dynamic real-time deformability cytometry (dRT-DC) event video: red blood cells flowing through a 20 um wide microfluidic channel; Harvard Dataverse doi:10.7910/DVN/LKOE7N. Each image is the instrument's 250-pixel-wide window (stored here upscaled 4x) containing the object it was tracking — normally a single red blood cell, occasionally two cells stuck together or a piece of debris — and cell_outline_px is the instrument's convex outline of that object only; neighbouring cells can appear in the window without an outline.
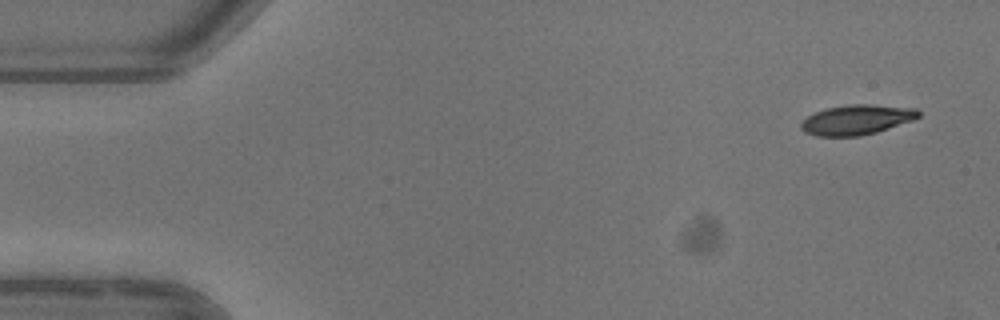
{"species": "common noctule bat (a hibernating species)", "species_latin": "Nyctalus noctula", "temperature_condition": "warm", "stored_images_in_passage": 5, "camera_frame_rate_fps": 3000, "um_per_image_px": 0.085, "animal": {"sex": "female"}, "frame": {"image": 1, "passage_image": 1, "time_ms": 0.0, "image_size_px": [1000, 320], "cell_outline_px": [[920, 116], [912, 120], [876, 132], [860, 136], [816, 136], [804, 132], [800, 128], [800, 124], [808, 116], [824, 108], [848, 104], [872, 104], [916, 108], [920, 112]], "centroid_in_image_um": [72.8, 10.17], "position_along_channel_um": 12.2, "area_um2": 20.52}}
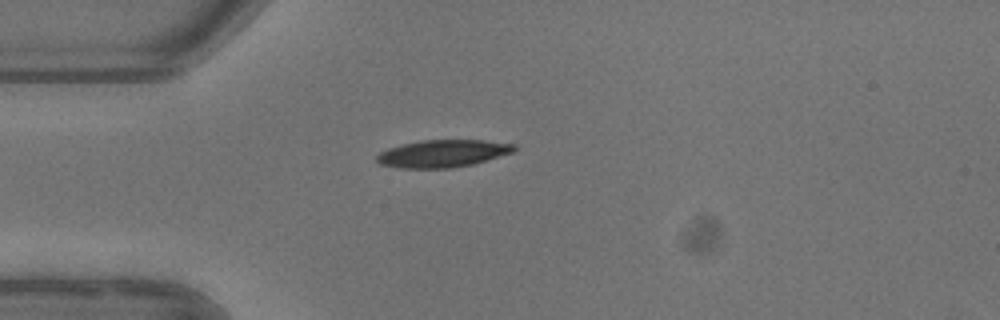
{"frame": {"image": 2, "passage_image": 4, "time_ms": 3.667, "image_size_px": [1000, 320], "cell_outline_px": [[516, 152], [472, 164], [452, 168], [400, 168], [380, 164], [376, 160], [376, 156], [380, 152], [388, 148], [420, 140], [484, 140], [516, 144]], "centroid_in_image_um": [37.67, 13.05], "position_along_channel_um": 47.3, "area_um2": 22.02}}